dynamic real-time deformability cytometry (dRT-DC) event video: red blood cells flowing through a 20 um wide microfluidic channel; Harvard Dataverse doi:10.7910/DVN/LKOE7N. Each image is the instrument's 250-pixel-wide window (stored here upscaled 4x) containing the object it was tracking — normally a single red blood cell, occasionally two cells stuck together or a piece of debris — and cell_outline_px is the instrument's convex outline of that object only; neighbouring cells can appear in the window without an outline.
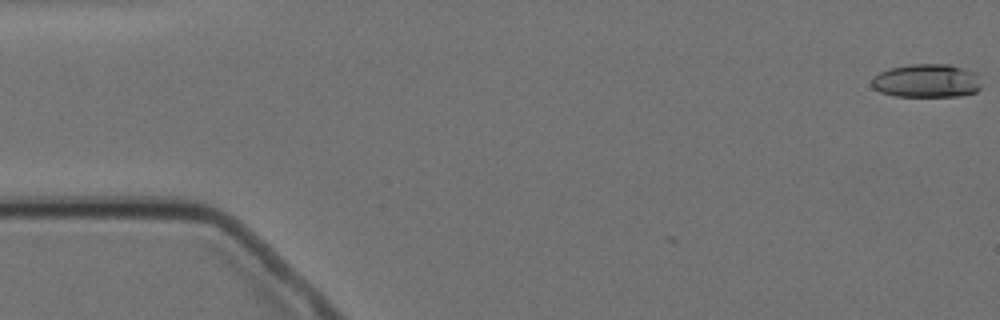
{"species": "Egyptian fruit bat (a non-hibernating species)", "species_latin": "Rousettus aegyptiacus", "temperature_condition": "cold", "stored_images_in_passage": 4, "camera_frame_rate_fps": 3000, "um_per_image_px": 0.085, "animal": {"sex": "female"}, "frame": {"image": 1, "passage_image": 1, "time_ms": 0.0, "image_size_px": [1000, 320], "cell_outline_px": [[980, 88], [976, 92], [960, 96], [896, 96], [880, 92], [872, 88], [872, 76], [880, 72], [892, 68], [912, 64], [948, 64], [976, 72], [980, 76]], "centroid_in_image_um": [78.78, 6.87], "position_along_channel_um": 6.2, "area_um2": 21.5}}